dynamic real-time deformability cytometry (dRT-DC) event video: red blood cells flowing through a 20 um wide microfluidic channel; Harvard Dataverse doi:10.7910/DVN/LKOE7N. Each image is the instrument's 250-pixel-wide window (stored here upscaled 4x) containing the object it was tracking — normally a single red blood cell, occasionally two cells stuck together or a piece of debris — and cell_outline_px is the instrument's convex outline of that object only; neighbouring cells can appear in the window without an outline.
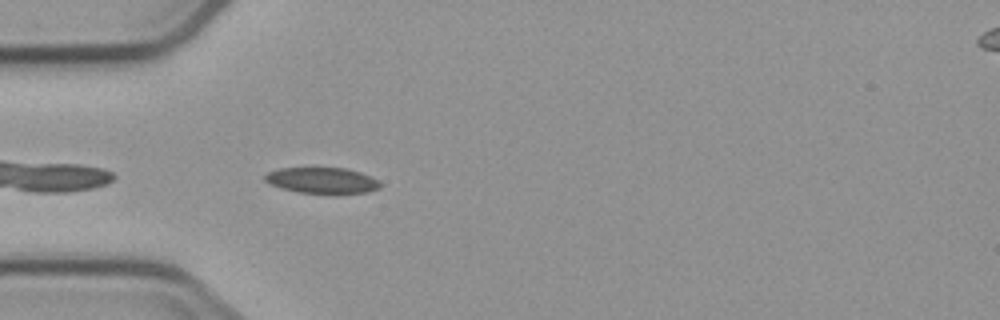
{"species": "common noctule bat (a hibernating species)", "species_latin": "Nyctalus noctula", "temperature_condition": "cold", "stored_images_in_passage": 4, "camera_frame_rate_fps": 3000, "um_per_image_px": 0.085, "animal": {"sex": "male", "body_mass_g": 23.1, "forearm_length_mm": 52.7}, "frame": {"image": 1, "passage_image": 4, "time_ms": 4.0, "image_size_px": [1000, 320], "cell_outline_px": [[380, 188], [368, 192], [336, 196], [300, 192], [280, 188], [268, 184], [264, 180], [264, 176], [268, 172], [280, 168], [344, 168], [360, 172], [380, 180]], "centroid_in_image_um": [27.41, 15.38], "position_along_channel_um": 57.6, "area_um2": 18.09}}